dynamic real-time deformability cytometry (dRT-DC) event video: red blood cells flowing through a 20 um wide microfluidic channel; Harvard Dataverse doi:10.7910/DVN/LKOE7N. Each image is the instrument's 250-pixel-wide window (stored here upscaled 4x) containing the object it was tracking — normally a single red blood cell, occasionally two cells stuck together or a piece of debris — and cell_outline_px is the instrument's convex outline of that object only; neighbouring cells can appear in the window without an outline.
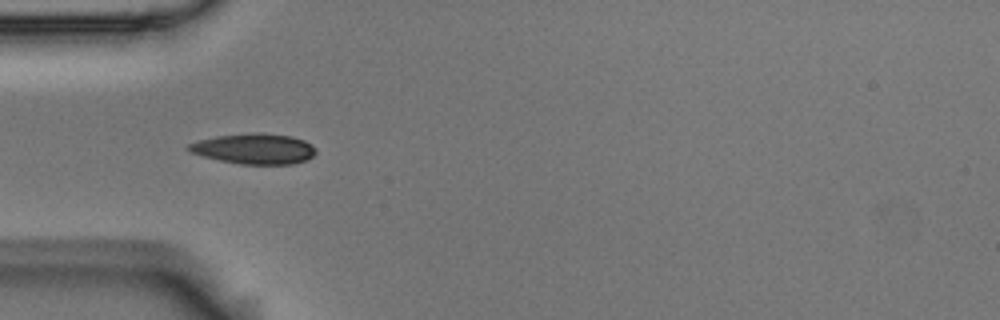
{"species": "Egyptian fruit bat (a non-hibernating species)", "species_latin": "Rousettus aegyptiacus", "temperature_condition": "room temperature", "stored_images_in_passage": 6, "camera_frame_rate_fps": 3000, "um_per_image_px": 0.085, "animal": {"sex": "male"}, "frame": {"image": 1, "passage_image": 5, "time_ms": 1.333, "image_size_px": [1000, 320], "cell_outline_px": [[316, 152], [312, 156], [304, 160], [292, 164], [240, 164], [220, 160], [204, 156], [192, 152], [184, 148], [188, 144], [196, 140], [216, 136], [252, 132], [260, 132], [292, 136], [304, 140], [312, 144], [316, 148]], "centroid_in_image_um": [21.6, 12.63], "position_along_channel_um": 63.4, "area_um2": 22.72}}
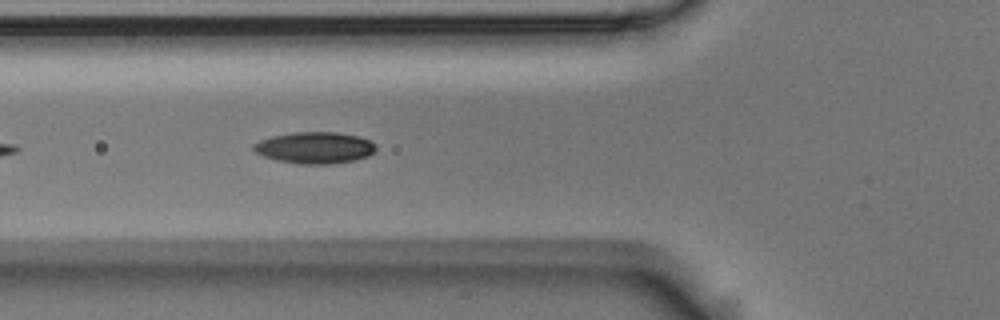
{"frame": {"image": 2, "passage_image": 6, "time_ms": 1.667, "image_size_px": [1000, 320], "cell_outline_px": [[376, 148], [368, 156], [352, 160], [332, 164], [300, 164], [280, 160], [264, 156], [256, 152], [252, 148], [252, 144], [260, 140], [272, 136], [292, 132], [336, 132], [360, 136], [376, 144]], "centroid_in_image_um": [26.75, 12.54], "position_along_channel_um": 99.0, "area_um2": 22.37}}